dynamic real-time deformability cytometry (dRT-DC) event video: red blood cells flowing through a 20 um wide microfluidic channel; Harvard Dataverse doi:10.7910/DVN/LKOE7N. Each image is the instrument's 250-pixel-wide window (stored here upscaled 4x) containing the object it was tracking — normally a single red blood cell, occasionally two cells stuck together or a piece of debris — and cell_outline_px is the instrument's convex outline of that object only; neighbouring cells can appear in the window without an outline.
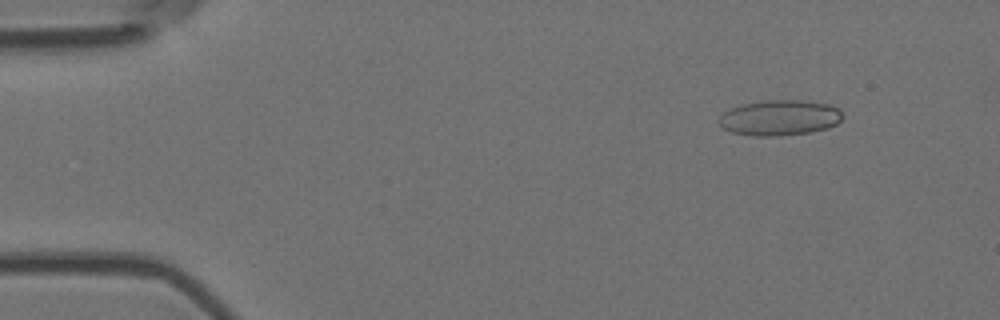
{"species": "Egyptian fruit bat (a non-hibernating species)", "species_latin": "Rousettus aegyptiacus", "temperature_condition": "room temperature", "stored_images_in_passage": 37, "camera_frame_rate_fps": 3000, "um_per_image_px": 0.085, "animal": {"sex": "female"}, "frame": {"image": 1, "passage_image": 6, "time_ms": 1.667, "image_size_px": [1000, 320], "cell_outline_px": [[844, 116], [836, 124], [828, 128], [808, 132], [780, 136], [752, 136], [732, 132], [724, 128], [716, 120], [724, 112], [732, 108], [744, 104], [764, 100], [804, 100], [832, 104], [840, 108]], "centroid_in_image_um": [66.31, 10.0], "position_along_channel_um": 18.7, "area_um2": 25.78}}
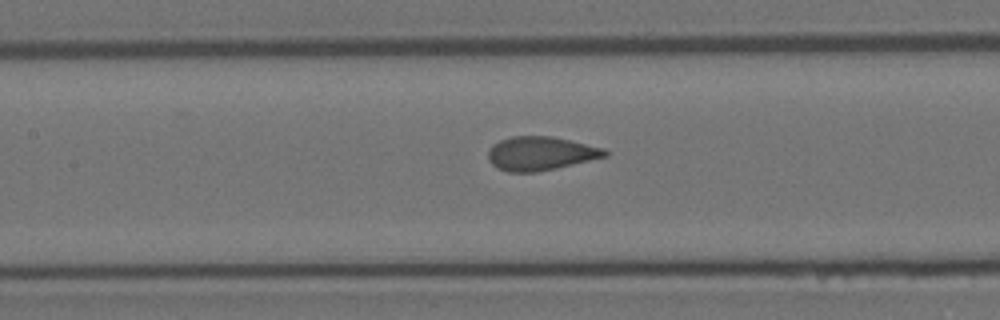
{"frame": {"image": 2, "passage_image": 25, "time_ms": 8.0, "image_size_px": [1000, 320], "cell_outline_px": [[608, 156], [556, 168], [536, 172], [508, 172], [496, 168], [488, 160], [488, 152], [492, 144], [500, 140], [512, 136], [552, 136], [604, 148], [608, 152]], "centroid_in_image_um": [45.92, 13.04], "position_along_channel_um": 161.5, "area_um2": 23.0}}
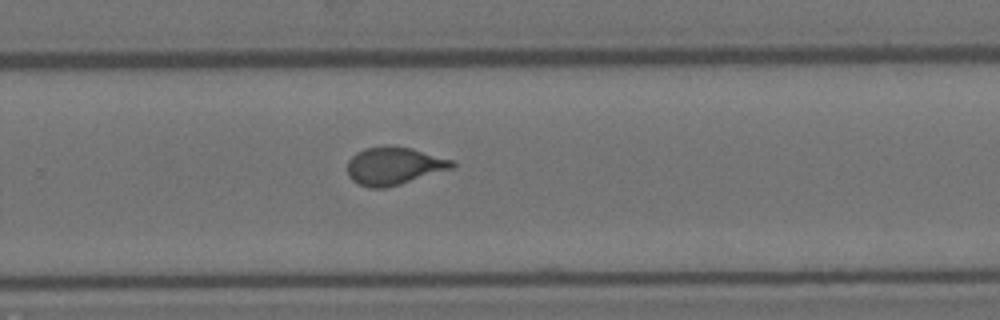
{"frame": {"image": 3, "passage_image": 36, "time_ms": 11.667, "image_size_px": [1000, 320], "cell_outline_px": [[456, 168], [388, 188], [368, 188], [352, 180], [348, 176], [348, 160], [356, 152], [364, 148], [412, 148], [452, 160], [456, 164]], "centroid_in_image_um": [33.52, 14.15], "position_along_channel_um": 296.3, "area_um2": 22.83}}